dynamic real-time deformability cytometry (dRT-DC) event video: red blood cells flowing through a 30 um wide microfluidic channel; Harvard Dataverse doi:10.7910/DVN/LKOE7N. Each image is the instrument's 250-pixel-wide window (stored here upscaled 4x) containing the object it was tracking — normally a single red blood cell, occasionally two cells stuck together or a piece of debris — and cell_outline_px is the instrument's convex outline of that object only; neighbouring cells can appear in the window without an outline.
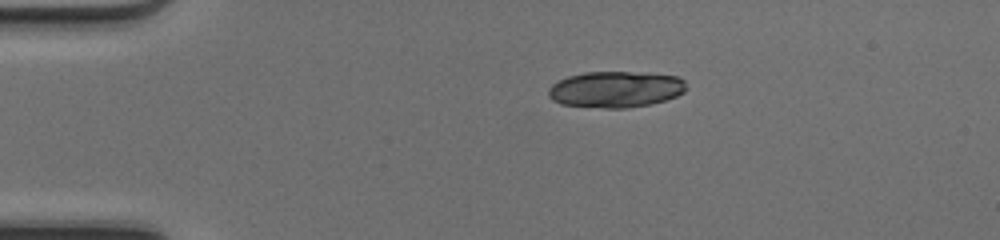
{"species": "common noctule bat (a hibernating species)", "species_latin": "Nyctalus noctula", "temperature_condition": "cold", "stored_images_in_passage": 39, "segment_of_instrument_passage": [1, 2], "camera_frame_rate_fps": 3000, "um_per_image_px": 0.085, "animal": {"sex": "female", "body_mass_g": 17.0, "forearm_length_mm": 48.0}, "frame": {"image": 1, "passage_image": 1, "time_ms": 0.0, "image_size_px": [1000, 240], "cell_outline_px": [[684, 92], [676, 96], [664, 100], [648, 104], [624, 108], [604, 108], [560, 104], [552, 100], [548, 96], [548, 88], [552, 84], [568, 76], [584, 72], [628, 72], [676, 76], [684, 80]], "centroid_in_image_um": [52.26, 7.6], "position_along_channel_um": 32.7, "area_um2": 28.78}}